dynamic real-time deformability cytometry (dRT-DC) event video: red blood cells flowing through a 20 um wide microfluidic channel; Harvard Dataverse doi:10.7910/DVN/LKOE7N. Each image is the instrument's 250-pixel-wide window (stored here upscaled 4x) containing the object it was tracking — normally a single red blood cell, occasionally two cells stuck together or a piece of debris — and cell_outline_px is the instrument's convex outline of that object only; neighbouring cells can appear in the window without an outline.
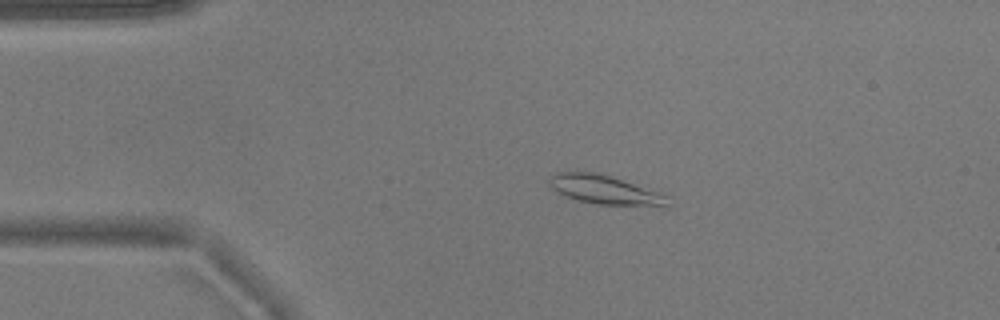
{"species": "common noctule bat (a hibernating species)", "species_latin": "Nyctalus noctula", "temperature_condition": "warm", "stored_images_in_passage": 48, "camera_frame_rate_fps": 3000, "um_per_image_px": 0.085, "animal": {"sex": "male", "body_mass_g": 17.9}, "frame": {"image": 1, "passage_image": 6, "time_ms": 1.667, "image_size_px": [1000, 320], "cell_outline_px": [[668, 208], [596, 204], [576, 200], [564, 196], [552, 188], [548, 184], [548, 176], [556, 172], [592, 172], [608, 176], [668, 196]], "centroid_in_image_um": [51.38, 16.17], "position_along_channel_um": 33.6, "area_um2": 20.0}}
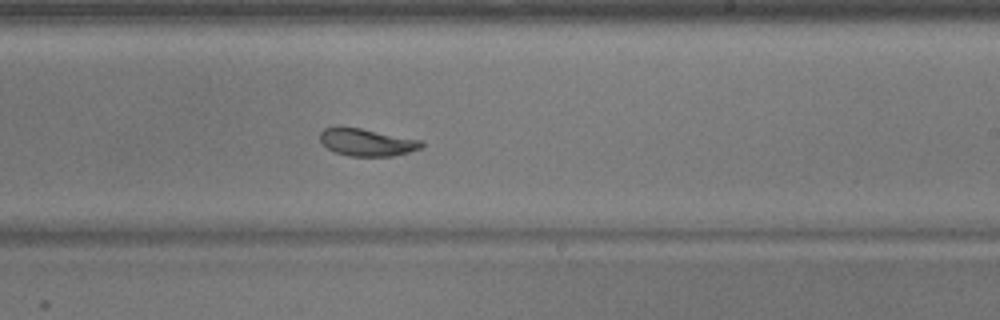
{"frame": {"image": 2, "passage_image": 27, "time_ms": 8.667, "image_size_px": [1000, 320], "cell_outline_px": [[424, 144], [420, 148], [408, 152], [392, 156], [348, 156], [336, 152], [328, 148], [320, 140], [320, 132], [324, 128], [360, 128], [424, 140]], "centroid_in_image_um": [31.23, 12.1], "position_along_channel_um": 257.8, "area_um2": 15.95}}
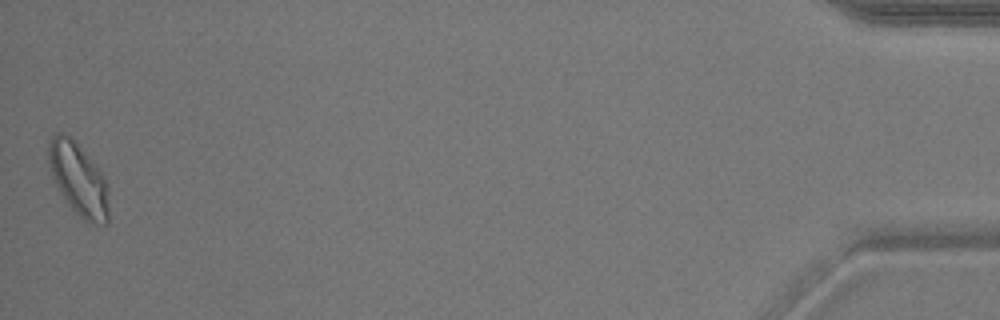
{"frame": {"image": 3, "passage_image": 48, "time_ms": 15.667, "image_size_px": [1000, 320], "cell_outline_px": [[108, 224], [92, 224], [84, 220], [68, 204], [56, 188], [48, 168], [48, 140], [56, 132], [64, 132], [76, 144], [104, 176], [108, 184]], "centroid_in_image_um": [6.64, 15.26], "position_along_channel_um": 428.6, "area_um2": 25.49}, "authors_computed_cell_mechanics": {"area_um2": 17.7446, "velocity_mm_per_s": 3.7874, "shape_relaxation_time_tau1_ms": 4.7585, "shape_relaxation_time_tau2_ms": 1.7114, "deformation_change_tau1": 0.1275, "deformation_change_tau2": 0.0418}}